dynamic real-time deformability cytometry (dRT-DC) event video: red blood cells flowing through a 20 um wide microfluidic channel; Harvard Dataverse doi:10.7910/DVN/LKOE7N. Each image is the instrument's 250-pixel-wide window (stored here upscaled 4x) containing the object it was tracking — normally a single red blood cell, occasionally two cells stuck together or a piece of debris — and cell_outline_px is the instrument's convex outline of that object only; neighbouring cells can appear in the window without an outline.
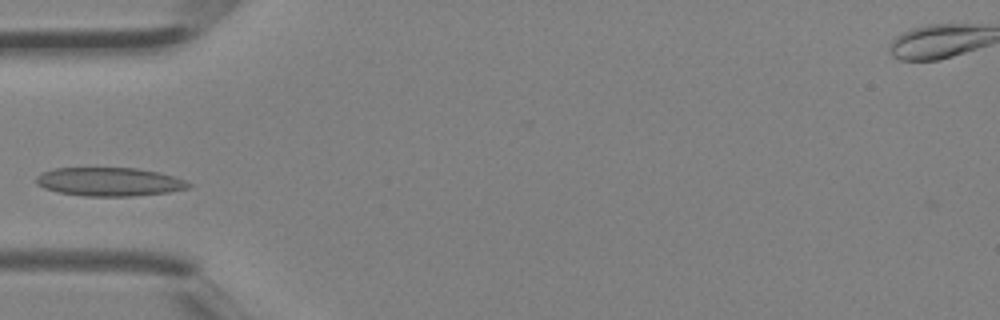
{"species": "Egyptian fruit bat (a non-hibernating species)", "species_latin": "Rousettus aegyptiacus", "temperature_condition": "room temperature", "stored_images_in_passage": 2, "camera_frame_rate_fps": 3000, "um_per_image_px": 0.085, "animal": {"sex": "female"}, "frame": {"image": 1, "passage_image": 2, "time_ms": 0.333, "image_size_px": [1000, 320], "cell_outline_px": [[192, 188], [168, 192], [132, 196], [84, 196], [56, 192], [44, 188], [36, 184], [36, 176], [40, 172], [56, 168], [136, 168], [160, 172], [176, 176], [192, 184]], "centroid_in_image_um": [9.31, 15.45], "position_along_channel_um": 75.7, "area_um2": 25.66}}